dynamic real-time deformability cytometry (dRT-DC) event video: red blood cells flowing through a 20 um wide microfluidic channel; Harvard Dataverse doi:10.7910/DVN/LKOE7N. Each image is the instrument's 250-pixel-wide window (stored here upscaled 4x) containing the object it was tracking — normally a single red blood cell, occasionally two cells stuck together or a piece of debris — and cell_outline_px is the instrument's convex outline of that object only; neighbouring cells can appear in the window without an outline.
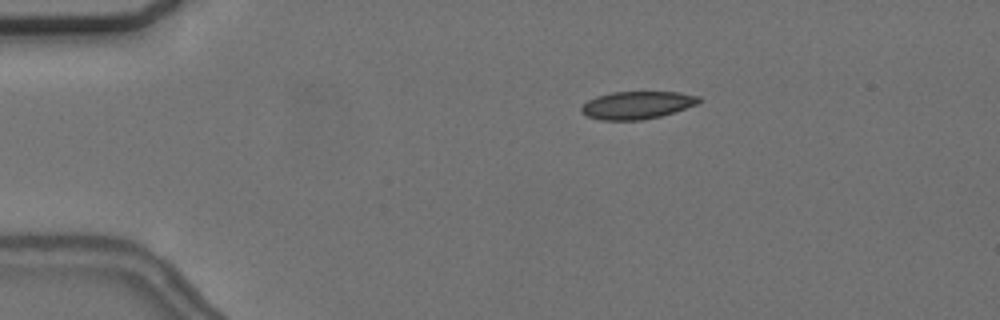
{"species": "common noctule bat (a hibernating species)", "species_latin": "Nyctalus noctula", "temperature_condition": "cold", "stored_images_in_passage": 5, "camera_frame_rate_fps": 3000, "um_per_image_px": 0.085, "animal": {"sex": "female", "body_mass_g": 24.6, "forearm_length_mm": 56.2}, "frame": {"image": 1, "passage_image": 2, "time_ms": 1.333, "image_size_px": [1000, 320], "cell_outline_px": [[700, 100], [696, 104], [660, 116], [640, 120], [600, 120], [588, 116], [580, 112], [580, 108], [588, 100], [596, 96], [612, 92], [680, 92], [700, 96]], "centroid_in_image_um": [54.11, 8.93], "position_along_channel_um": 30.9, "area_um2": 18.79}}